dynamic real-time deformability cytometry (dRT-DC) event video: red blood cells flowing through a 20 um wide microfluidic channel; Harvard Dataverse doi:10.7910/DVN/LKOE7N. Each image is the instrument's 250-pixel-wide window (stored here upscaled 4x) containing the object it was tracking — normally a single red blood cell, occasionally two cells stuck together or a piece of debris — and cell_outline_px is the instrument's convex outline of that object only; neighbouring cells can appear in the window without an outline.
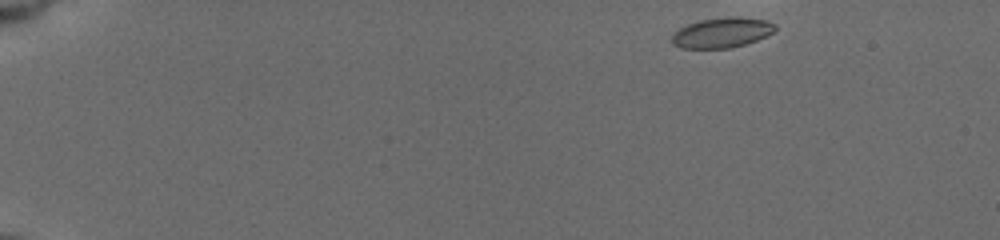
{"species": "common noctule bat (a hibernating species)", "species_latin": "Nyctalus noctula", "temperature_condition": "cold", "stored_images_in_passage": 3, "camera_frame_rate_fps": 3000, "um_per_image_px": 0.085, "animal": {"sex": "female", "body_mass_g": 19.5, "forearm_length_mm": 54.1}, "frame": {"image": 1, "passage_image": 1, "time_ms": 0.0, "image_size_px": [1000, 240], "cell_outline_px": [[776, 28], [772, 32], [756, 40], [744, 44], [728, 48], [680, 48], [672, 44], [672, 36], [680, 28], [688, 24], [700, 20], [764, 20], [776, 24]], "centroid_in_image_um": [61.29, 2.84], "position_along_channel_um": 23.7, "area_um2": 16.88}}